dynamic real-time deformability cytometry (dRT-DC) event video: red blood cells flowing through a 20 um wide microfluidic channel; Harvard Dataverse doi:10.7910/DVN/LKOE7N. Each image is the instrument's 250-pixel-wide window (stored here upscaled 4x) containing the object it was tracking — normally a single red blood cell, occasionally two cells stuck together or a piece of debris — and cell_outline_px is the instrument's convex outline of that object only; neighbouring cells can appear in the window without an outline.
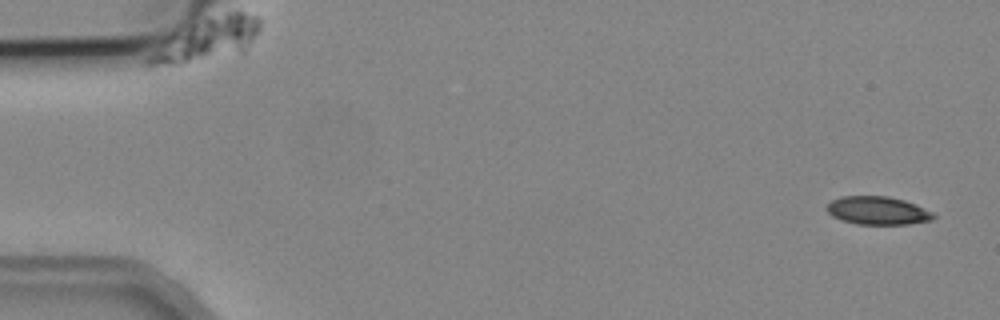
{"species": "common noctule bat (a hibernating species)", "species_latin": "Nyctalus noctula", "temperature_condition": "cold", "stored_images_in_passage": 5, "camera_frame_rate_fps": 3000, "um_per_image_px": 0.085, "animal": {"sex": "male", "body_mass_g": 19.2, "forearm_length_mm": 51.8}, "frame": {"image": 1, "passage_image": 1, "time_ms": 0.0, "image_size_px": [1000, 320], "cell_outline_px": [[936, 216], [932, 220], [908, 224], [856, 224], [840, 220], [832, 216], [824, 208], [832, 200], [840, 196], [888, 196], [904, 200], [916, 204], [932, 212]], "centroid_in_image_um": [74.58, 17.9], "position_along_channel_um": 10.4, "area_um2": 17.63}}